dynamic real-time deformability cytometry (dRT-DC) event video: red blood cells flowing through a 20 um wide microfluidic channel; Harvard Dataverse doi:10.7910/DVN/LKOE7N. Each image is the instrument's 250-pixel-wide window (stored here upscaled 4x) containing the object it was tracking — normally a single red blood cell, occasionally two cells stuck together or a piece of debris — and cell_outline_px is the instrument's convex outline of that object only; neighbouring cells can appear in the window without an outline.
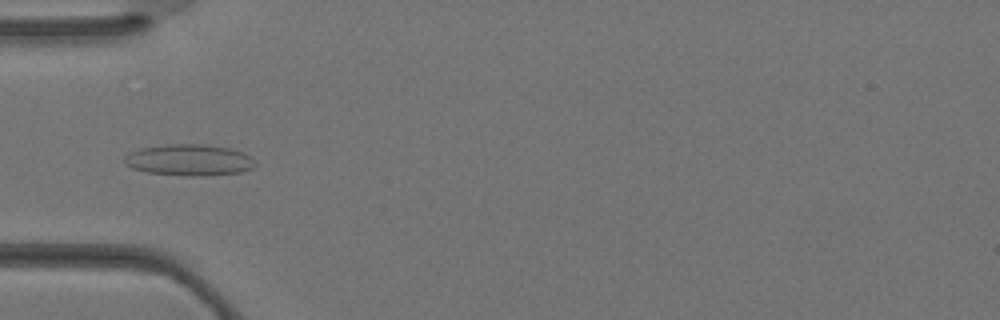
{"species": "Egyptian fruit bat (a non-hibernating species)", "species_latin": "Rousettus aegyptiacus", "temperature_condition": "warm", "stored_images_in_passage": 33, "camera_frame_rate_fps": 3000, "um_per_image_px": 0.085, "animal": {"sex": "female"}, "frame": {"image": 1, "passage_image": 8, "time_ms": 2.333, "image_size_px": [1000, 320], "cell_outline_px": [[256, 164], [252, 168], [240, 172], [204, 176], [192, 176], [148, 172], [132, 168], [124, 164], [124, 156], [128, 152], [140, 148], [168, 144], [204, 144], [232, 148], [244, 152]], "centroid_in_image_um": [16.05, 13.59], "position_along_channel_um": 68.9, "area_um2": 23.93}}
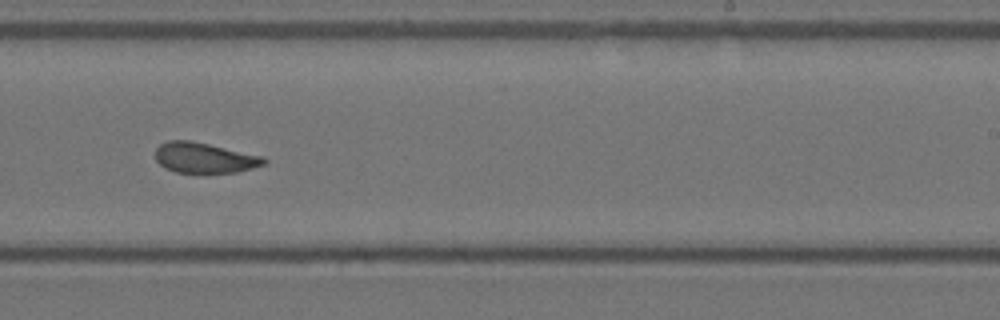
{"frame": {"image": 2, "passage_image": 19, "time_ms": 6.0, "image_size_px": [1000, 320], "cell_outline_px": [[268, 160], [264, 164], [252, 168], [236, 172], [176, 172], [164, 168], [156, 160], [156, 148], [160, 144], [168, 140], [188, 140], [208, 144], [264, 156]], "centroid_in_image_um": [17.37, 13.41], "position_along_channel_um": 271.6, "area_um2": 19.07}}
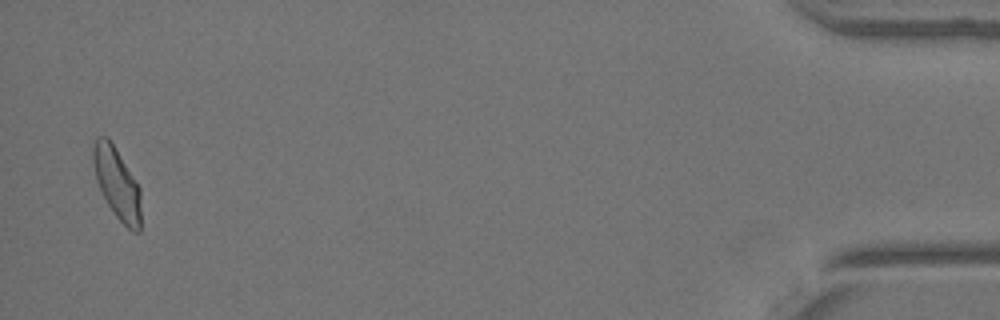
{"frame": {"image": 3, "passage_image": 32, "time_ms": 10.333, "image_size_px": [1000, 320], "cell_outline_px": [[140, 232], [132, 232], [116, 216], [108, 204], [96, 180], [92, 160], [92, 148], [96, 136], [108, 136], [136, 180], [140, 188]], "centroid_in_image_um": [9.93, 15.55], "position_along_channel_um": 425.3, "area_um2": 19.83}}